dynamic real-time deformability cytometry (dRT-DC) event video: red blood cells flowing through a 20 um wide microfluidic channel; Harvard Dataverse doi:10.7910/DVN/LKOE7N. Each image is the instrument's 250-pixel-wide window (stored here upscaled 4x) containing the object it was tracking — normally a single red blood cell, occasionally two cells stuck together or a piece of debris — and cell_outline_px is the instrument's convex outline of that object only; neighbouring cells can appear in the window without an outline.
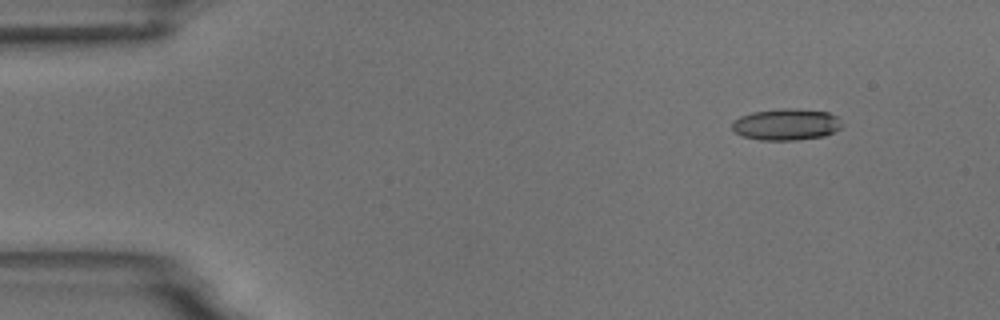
{"species": "common noctule bat (a hibernating species)", "species_latin": "Nyctalus noctula", "temperature_condition": "room temperature", "stored_images_in_passage": 3, "camera_frame_rate_fps": 3000, "um_per_image_px": 0.085, "animal": {"sex": "male", "body_mass_g": 18.8}, "frame": {"image": 1, "passage_image": 1, "time_ms": 0.0, "image_size_px": [1000, 320], "cell_outline_px": [[844, 124], [840, 128], [824, 136], [796, 140], [760, 140], [744, 136], [736, 132], [732, 128], [732, 120], [740, 116], [752, 112], [784, 108], [792, 108], [828, 112], [836, 116]], "centroid_in_image_um": [66.83, 10.57], "position_along_channel_um": 18.2, "area_um2": 20.17}}